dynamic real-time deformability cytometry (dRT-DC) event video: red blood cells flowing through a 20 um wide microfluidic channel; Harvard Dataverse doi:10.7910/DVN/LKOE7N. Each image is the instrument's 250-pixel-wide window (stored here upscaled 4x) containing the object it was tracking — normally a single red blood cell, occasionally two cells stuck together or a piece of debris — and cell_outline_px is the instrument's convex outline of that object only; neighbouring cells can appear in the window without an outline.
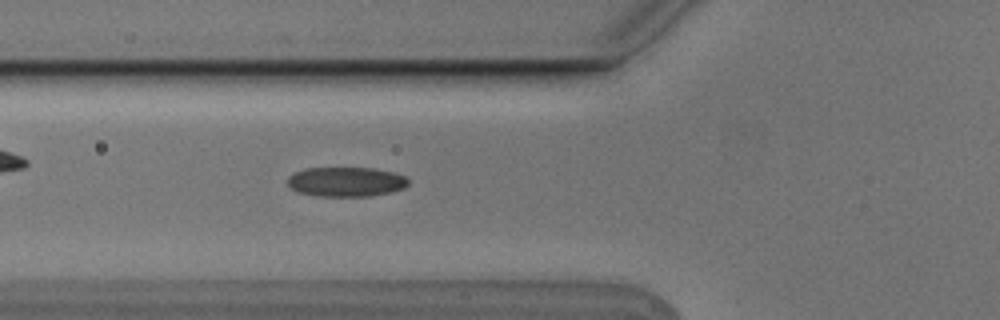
{"species": "Egyptian fruit bat (a non-hibernating species)", "species_latin": "Rousettus aegyptiacus", "temperature_condition": "cold", "stored_images_in_passage": 4, "camera_frame_rate_fps": 3000, "um_per_image_px": 0.085, "animal": {"sex": "male"}, "frame": {"image": 1, "passage_image": 4, "time_ms": 1.0, "image_size_px": [1000, 320], "cell_outline_px": [[408, 184], [404, 188], [392, 192], [368, 196], [320, 196], [296, 192], [288, 184], [288, 176], [304, 168], [372, 168], [392, 172], [404, 176], [408, 180]], "centroid_in_image_um": [29.4, 15.45], "position_along_channel_um": 96.4, "area_um2": 20.75}}